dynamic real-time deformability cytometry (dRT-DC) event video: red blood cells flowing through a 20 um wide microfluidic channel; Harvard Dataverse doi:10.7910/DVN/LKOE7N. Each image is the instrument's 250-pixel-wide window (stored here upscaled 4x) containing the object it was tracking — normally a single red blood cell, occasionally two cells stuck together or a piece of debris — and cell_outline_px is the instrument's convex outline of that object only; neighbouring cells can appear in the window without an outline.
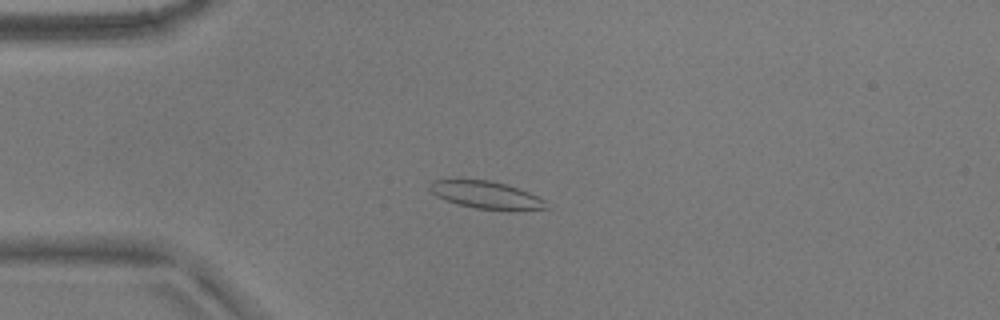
{"species": "common noctule bat (a hibernating species)", "species_latin": "Nyctalus noctula", "temperature_condition": "warm", "stored_images_in_passage": 46, "camera_frame_rate_fps": 3000, "um_per_image_px": 0.085, "animal": {"sex": "male", "body_mass_g": 17.9}, "frame": {"image": 1, "passage_image": 5, "time_ms": 1.333, "image_size_px": [1000, 320], "cell_outline_px": [[548, 208], [476, 208], [456, 204], [436, 196], [428, 188], [428, 184], [432, 180], [488, 180], [504, 184], [528, 192], [544, 200]], "centroid_in_image_um": [41.19, 16.53], "position_along_channel_um": 43.8, "area_um2": 17.69}}
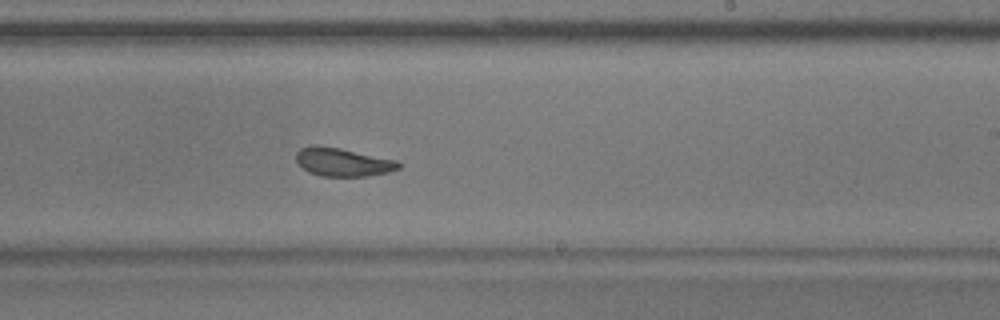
{"frame": {"image": 2, "passage_image": 24, "time_ms": 7.667, "image_size_px": [1000, 320], "cell_outline_px": [[404, 164], [400, 168], [388, 172], [368, 176], [320, 176], [308, 172], [296, 160], [296, 152], [300, 148], [312, 144], [316, 144], [340, 148], [396, 160]], "centroid_in_image_um": [29.14, 13.77], "position_along_channel_um": 259.9, "area_um2": 17.05}}
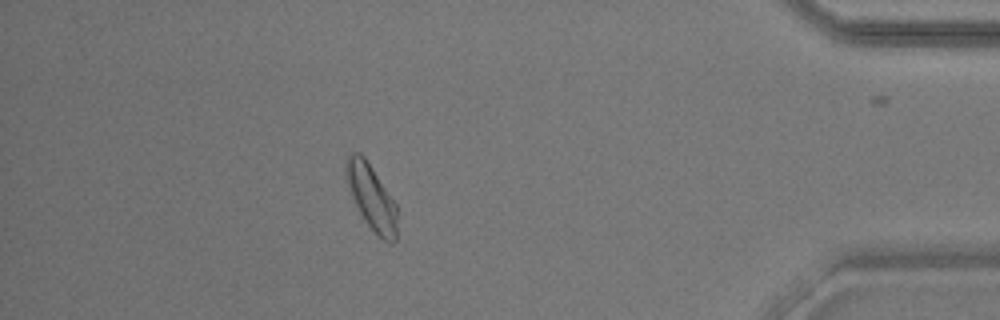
{"frame": {"image": 3, "passage_image": 39, "time_ms": 12.667, "image_size_px": [1000, 320], "cell_outline_px": [[396, 240], [392, 244], [388, 244], [364, 220], [352, 196], [348, 184], [344, 168], [344, 160], [348, 152], [360, 152], [364, 156], [396, 204]], "centroid_in_image_um": [31.55, 16.71], "position_along_channel_um": 403.7, "area_um2": 19.13}, "authors_computed_cell_mechanics": {"area_um2": 17.7446, "velocity_mm_per_s": 3.7471, "shape_relaxation_time_tau1_ms": null, "shape_relaxation_time_tau2_ms": 2.9436, "deformation_change_tau1": null, "deformation_change_tau2": 0.0909}}